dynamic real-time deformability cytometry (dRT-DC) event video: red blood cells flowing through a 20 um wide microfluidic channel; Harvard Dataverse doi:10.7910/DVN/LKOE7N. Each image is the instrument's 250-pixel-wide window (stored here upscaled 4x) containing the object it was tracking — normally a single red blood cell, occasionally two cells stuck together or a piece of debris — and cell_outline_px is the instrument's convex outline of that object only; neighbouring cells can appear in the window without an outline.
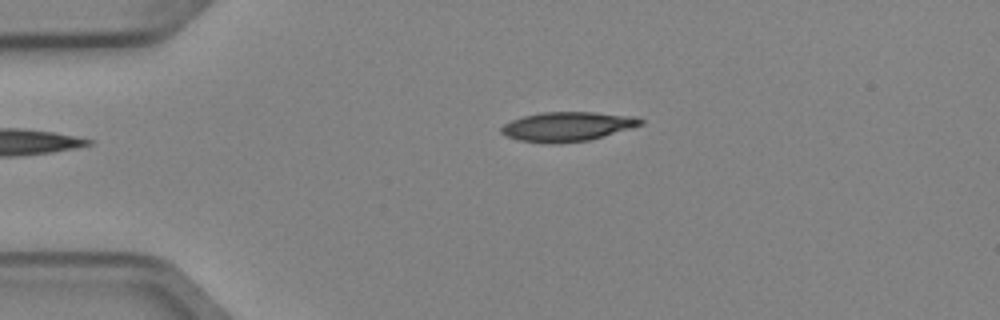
{"species": "Egyptian fruit bat (a non-hibernating species)", "species_latin": "Rousettus aegyptiacus", "temperature_condition": "cold", "stored_images_in_passage": 3, "camera_frame_rate_fps": 3000, "um_per_image_px": 0.085, "animal": {"sex": "female"}, "frame": {"image": 1, "passage_image": 3, "time_ms": 0.667, "image_size_px": [1000, 320], "cell_outline_px": [[644, 124], [604, 136], [588, 140], [520, 140], [508, 136], [500, 132], [500, 128], [504, 124], [512, 120], [524, 116], [540, 112], [592, 112], [636, 116], [644, 120]], "centroid_in_image_um": [48.3, 10.69], "position_along_channel_um": 36.7, "area_um2": 22.77}}